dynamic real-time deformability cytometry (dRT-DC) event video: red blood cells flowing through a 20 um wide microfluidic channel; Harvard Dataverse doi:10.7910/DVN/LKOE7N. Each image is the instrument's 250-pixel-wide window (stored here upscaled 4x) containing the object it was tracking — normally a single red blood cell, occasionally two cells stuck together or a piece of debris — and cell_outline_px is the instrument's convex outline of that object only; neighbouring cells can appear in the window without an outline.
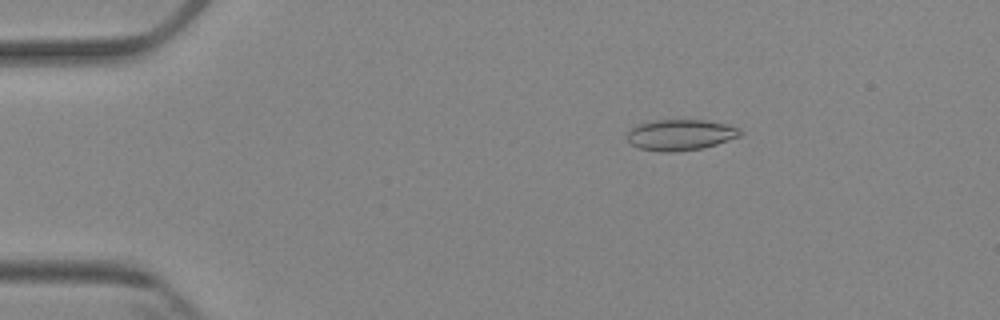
{"species": "Egyptian fruit bat (a non-hibernating species)", "species_latin": "Rousettus aegyptiacus", "temperature_condition": "cold", "stored_images_in_passage": 3, "camera_frame_rate_fps": 3000, "um_per_image_px": 0.085, "animal": {"sex": "female"}, "frame": {"image": 1, "passage_image": 1, "time_ms": 0.0, "image_size_px": [1000, 320], "cell_outline_px": [[744, 132], [740, 136], [704, 148], [676, 152], [660, 152], [640, 148], [632, 144], [628, 140], [628, 132], [636, 124], [656, 120], [708, 120], [728, 124], [740, 128]], "centroid_in_image_um": [57.88, 11.46], "position_along_channel_um": 27.1, "area_um2": 20.52}}